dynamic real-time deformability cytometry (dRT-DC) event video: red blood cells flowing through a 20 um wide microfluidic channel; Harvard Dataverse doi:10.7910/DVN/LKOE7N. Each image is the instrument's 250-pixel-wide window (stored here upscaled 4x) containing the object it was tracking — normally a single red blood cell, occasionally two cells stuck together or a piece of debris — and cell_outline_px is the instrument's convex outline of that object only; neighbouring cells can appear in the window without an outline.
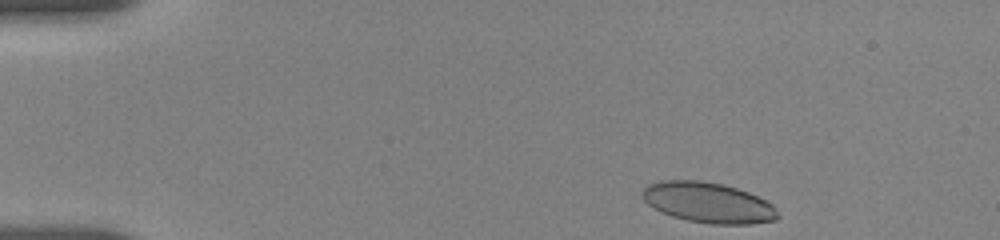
{"species": "human", "species_latin": "Homo sapiens", "temperature_condition": "room temperature", "stored_images_in_passage": 18, "camera_frame_rate_fps": 3000, "um_per_image_px": 0.085, "donor": {"sex": "female"}, "frame": {"image": 1, "passage_image": 1, "time_ms": 0.0, "image_size_px": [1000, 240], "cell_outline_px": [[780, 216], [776, 220], [748, 224], [712, 224], [688, 220], [672, 216], [660, 212], [648, 204], [644, 200], [644, 188], [648, 184], [660, 180], [700, 180], [720, 184], [736, 188], [748, 192], [772, 204], [776, 208]], "centroid_in_image_um": [60.2, 17.22], "position_along_channel_um": 24.8, "area_um2": 31.73}}
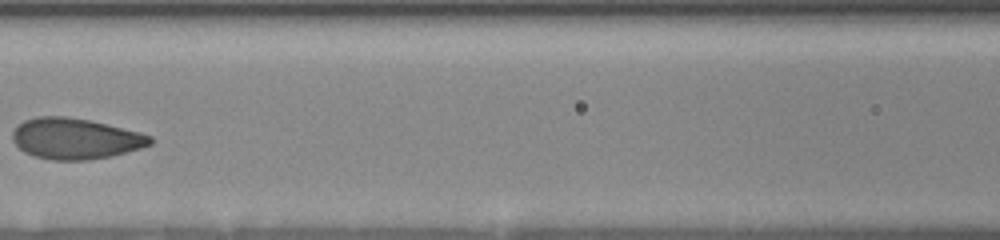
{"frame": {"image": 2, "passage_image": 11, "time_ms": 6.0, "image_size_px": [1000, 240], "cell_outline_px": [[152, 144], [140, 148], [112, 156], [88, 160], [52, 160], [36, 156], [24, 152], [12, 140], [12, 132], [16, 124], [24, 120], [36, 116], [64, 116], [88, 120], [140, 132], [152, 136]], "centroid_in_image_um": [6.38, 11.78], "position_along_channel_um": 160.2, "area_um2": 32.83}}
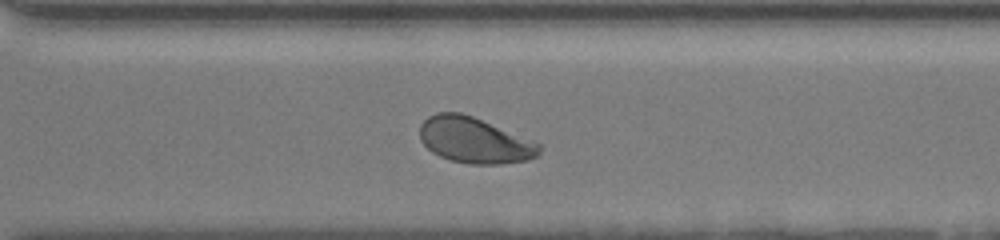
{"frame": {"image": 3, "passage_image": 18, "time_ms": 10.667, "image_size_px": [1000, 240], "cell_outline_px": [[540, 152], [536, 156], [528, 160], [500, 164], [468, 164], [452, 160], [440, 156], [432, 152], [420, 140], [420, 124], [428, 116], [436, 112], [460, 112], [472, 116], [540, 144]], "centroid_in_image_um": [40.29, 11.92], "position_along_channel_um": 330.3, "area_um2": 31.56}}